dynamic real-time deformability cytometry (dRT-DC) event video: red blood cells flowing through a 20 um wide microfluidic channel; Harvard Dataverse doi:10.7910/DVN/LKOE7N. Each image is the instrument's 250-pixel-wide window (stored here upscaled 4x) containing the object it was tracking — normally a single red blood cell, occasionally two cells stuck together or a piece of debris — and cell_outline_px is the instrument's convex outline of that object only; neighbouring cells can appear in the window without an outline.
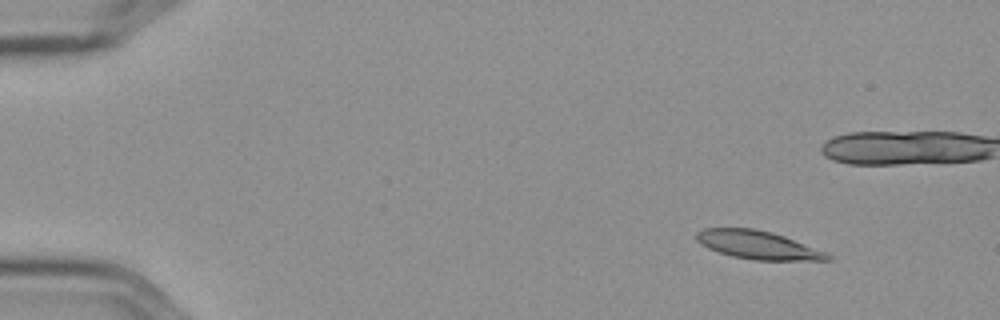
{"species": "Egyptian fruit bat (a non-hibernating species)", "species_latin": "Rousettus aegyptiacus", "temperature_condition": "cold", "stored_images_in_passage": 52, "camera_frame_rate_fps": 3000, "um_per_image_px": 0.085, "frame": {"image": 1, "passage_image": 1, "time_ms": 0.0, "image_size_px": [1000, 320], "cell_outline_px": [[832, 260], [752, 260], [732, 256], [708, 248], [700, 244], [696, 240], [696, 232], [704, 228], [752, 228], [772, 232], [784, 236], [828, 252], [832, 256]], "centroid_in_image_um": [64.44, 20.82], "position_along_channel_um": 20.6, "area_um2": 21.68}}
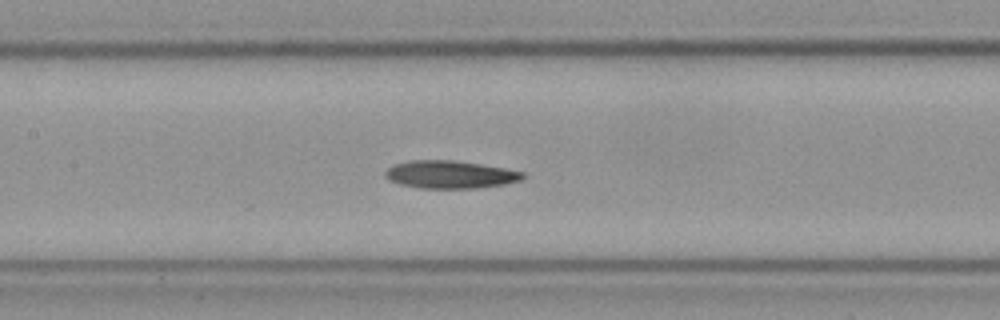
{"frame": {"image": 2, "passage_image": 22, "time_ms": 7.0, "image_size_px": [1000, 320], "cell_outline_px": [[524, 176], [520, 180], [504, 184], [476, 188], [420, 188], [400, 184], [384, 176], [384, 172], [388, 168], [396, 164], [408, 160], [452, 160], [480, 164], [504, 168], [524, 172]], "centroid_in_image_um": [38.25, 14.83], "position_along_channel_um": 169.2, "area_um2": 22.02}}
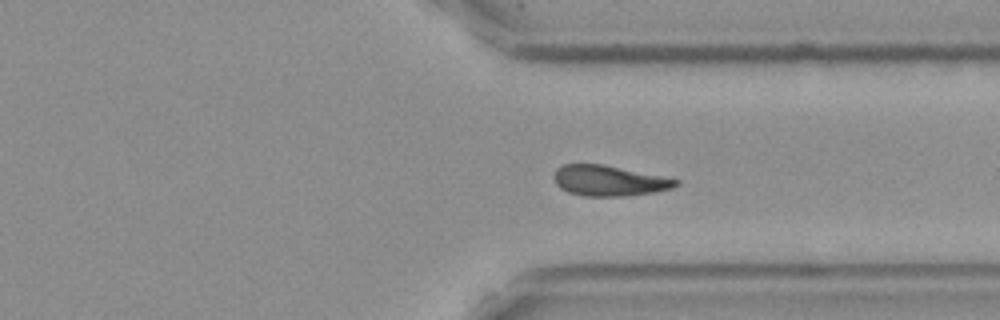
{"frame": {"image": 3, "passage_image": 38, "time_ms": 12.333, "image_size_px": [1000, 320], "cell_outline_px": [[680, 184], [672, 188], [652, 192], [624, 196], [584, 196], [568, 192], [560, 188], [556, 184], [552, 176], [556, 168], [564, 164], [604, 164], [680, 180]], "centroid_in_image_um": [51.73, 15.35], "position_along_channel_um": 359.7, "area_um2": 21.68}}